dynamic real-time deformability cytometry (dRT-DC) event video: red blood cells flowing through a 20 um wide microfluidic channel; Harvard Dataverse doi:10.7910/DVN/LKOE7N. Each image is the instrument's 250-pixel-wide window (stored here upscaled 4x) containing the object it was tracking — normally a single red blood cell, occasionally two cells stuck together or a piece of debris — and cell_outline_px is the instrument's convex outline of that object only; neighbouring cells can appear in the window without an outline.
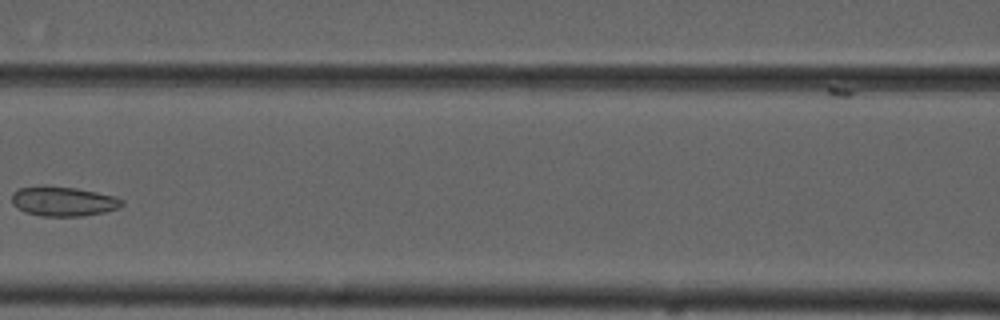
{"species": "common noctule bat (a hibernating species)", "species_latin": "Nyctalus noctula", "temperature_condition": "cold", "stored_images_in_passage": 5, "camera_frame_rate_fps": 3000, "um_per_image_px": 0.085, "animal": {"sex": "male", "forearm_length_mm": 52.5}, "frame": {"image": 1, "passage_image": 5, "time_ms": 4.667, "image_size_px": [1000, 320], "cell_outline_px": [[124, 204], [120, 208], [104, 212], [80, 216], [40, 216], [24, 212], [16, 208], [12, 204], [12, 192], [20, 188], [76, 188], [96, 192], [112, 196], [124, 200]], "centroid_in_image_um": [5.39, 17.15], "position_along_channel_um": 161.2, "area_um2": 18.5}}